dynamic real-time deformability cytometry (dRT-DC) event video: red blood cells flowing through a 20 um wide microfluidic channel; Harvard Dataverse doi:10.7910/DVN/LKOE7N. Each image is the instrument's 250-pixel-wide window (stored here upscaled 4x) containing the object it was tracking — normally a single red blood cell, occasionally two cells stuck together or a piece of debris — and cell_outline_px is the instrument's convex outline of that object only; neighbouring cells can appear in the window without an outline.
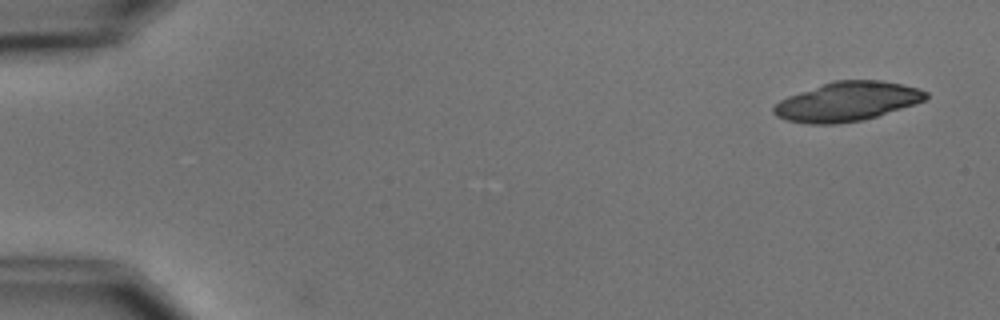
{"species": "common noctule bat (a hibernating species)", "species_latin": "Nyctalus noctula", "temperature_condition": "cold", "stored_images_in_passage": 6, "camera_frame_rate_fps": 3000, "um_per_image_px": 0.085, "animal": {"sex": "male", "body_mass_g": 15.6}, "frame": {"image": 1, "passage_image": 1, "time_ms": 0.0, "image_size_px": [1000, 320], "cell_outline_px": [[928, 96], [924, 100], [916, 104], [864, 120], [836, 124], [808, 124], [788, 120], [776, 116], [772, 112], [772, 108], [780, 100], [788, 96], [836, 80], [880, 80], [904, 84], [920, 88], [928, 92]], "centroid_in_image_um": [72.04, 8.63], "position_along_channel_um": 13.0, "area_um2": 34.74}}